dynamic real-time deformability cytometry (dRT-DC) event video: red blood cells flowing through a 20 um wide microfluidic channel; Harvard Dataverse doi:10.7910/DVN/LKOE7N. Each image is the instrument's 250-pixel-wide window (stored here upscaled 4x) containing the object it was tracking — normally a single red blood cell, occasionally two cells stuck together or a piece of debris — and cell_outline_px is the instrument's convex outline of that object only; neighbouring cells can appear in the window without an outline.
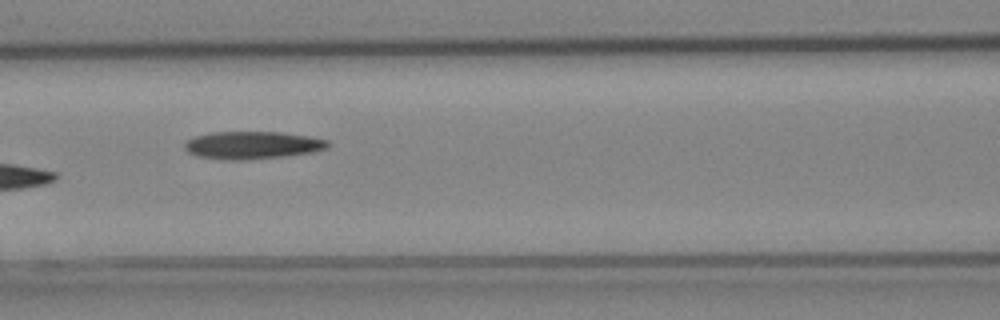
{"species": "Egyptian fruit bat (a non-hibernating species)", "species_latin": "Rousettus aegyptiacus", "temperature_condition": "cold", "stored_images_in_passage": 9, "camera_frame_rate_fps": 3000, "um_per_image_px": 0.085, "animal": {"sex": "female"}, "frame": {"image": 1, "passage_image": 7, "time_ms": 2.0, "image_size_px": [1000, 320], "cell_outline_px": [[332, 144], [328, 148], [312, 152], [284, 156], [240, 160], [232, 160], [196, 156], [188, 152], [184, 148], [184, 144], [188, 140], [196, 136], [212, 132], [280, 132], [308, 136], [328, 140]], "centroid_in_image_um": [21.48, 12.33], "position_along_channel_um": 145.1, "area_um2": 22.95}}